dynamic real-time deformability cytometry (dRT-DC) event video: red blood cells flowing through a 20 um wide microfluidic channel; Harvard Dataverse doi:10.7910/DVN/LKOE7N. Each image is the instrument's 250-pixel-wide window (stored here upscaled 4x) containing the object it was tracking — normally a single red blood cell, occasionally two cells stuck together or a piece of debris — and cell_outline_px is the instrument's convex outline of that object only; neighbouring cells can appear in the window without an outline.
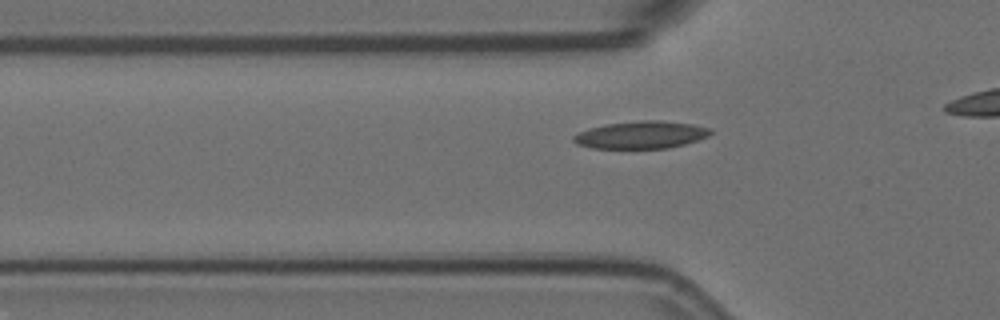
{"species": "Egyptian fruit bat (a non-hibernating species)", "species_latin": "Rousettus aegyptiacus", "temperature_condition": "room temperature", "stored_images_in_passage": 12, "camera_frame_rate_fps": 3000, "um_per_image_px": 0.085, "animal": {"sex": "female"}, "frame": {"image": 1, "passage_image": 2, "time_ms": 0.333, "image_size_px": [1000, 320], "cell_outline_px": [[712, 132], [708, 136], [684, 144], [668, 148], [592, 148], [576, 144], [572, 140], [572, 136], [588, 128], [604, 124], [640, 120], [660, 120], [692, 124], [712, 128]], "centroid_in_image_um": [54.47, 11.45], "position_along_channel_um": 71.3, "area_um2": 21.96}}
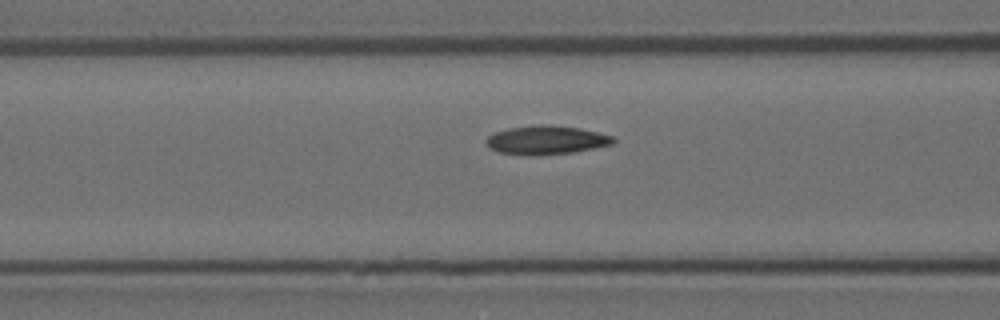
{"frame": {"image": 2, "passage_image": 6, "time_ms": 1.667, "image_size_px": [1000, 320], "cell_outline_px": [[616, 140], [612, 144], [572, 152], [500, 152], [492, 148], [484, 140], [488, 136], [496, 132], [508, 128], [548, 124], [580, 128], [612, 136]], "centroid_in_image_um": [46.48, 11.84], "position_along_channel_um": 120.1, "area_um2": 19.88}}
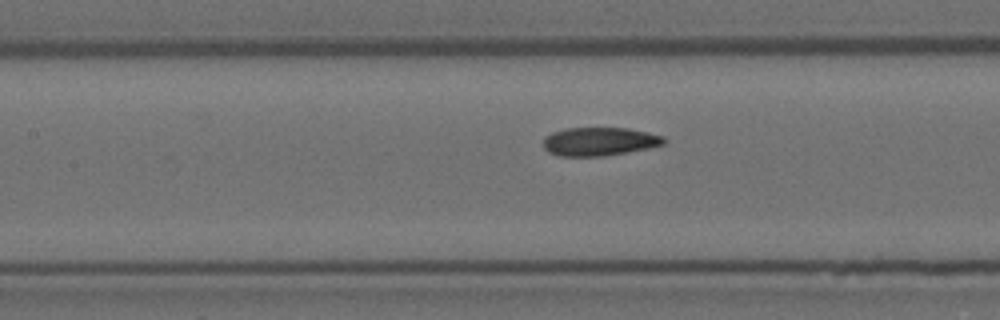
{"frame": {"image": 3, "passage_image": 9, "time_ms": 2.667, "image_size_px": [1000, 320], "cell_outline_px": [[664, 144], [648, 148], [604, 156], [560, 156], [548, 152], [544, 148], [544, 136], [552, 132], [564, 128], [628, 128], [648, 132], [664, 136]], "centroid_in_image_um": [50.92, 12.02], "position_along_channel_um": 156.5, "area_um2": 20.0}}